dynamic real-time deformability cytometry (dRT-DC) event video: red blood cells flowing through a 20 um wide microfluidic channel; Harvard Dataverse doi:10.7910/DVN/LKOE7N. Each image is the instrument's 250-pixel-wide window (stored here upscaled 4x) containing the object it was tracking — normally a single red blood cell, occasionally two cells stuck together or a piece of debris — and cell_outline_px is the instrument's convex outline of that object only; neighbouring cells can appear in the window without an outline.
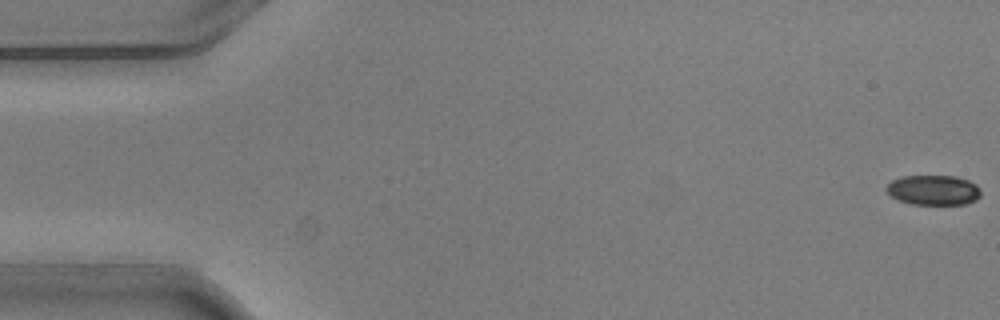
{"species": "common noctule bat (a hibernating species)", "species_latin": "Nyctalus noctula", "temperature_condition": "warm", "stored_images_in_passage": 5, "camera_frame_rate_fps": 3000, "um_per_image_px": 0.085, "animal": {"sex": "male", "body_mass_g": 20.5, "forearm_length_mm": 52.5}, "frame": {"image": 1, "passage_image": 1, "time_ms": 0.0, "image_size_px": [1000, 320], "cell_outline_px": [[980, 196], [976, 200], [964, 204], [908, 204], [892, 196], [884, 188], [892, 180], [904, 176], [956, 176], [968, 180], [976, 184], [980, 188]], "centroid_in_image_um": [79.35, 16.15], "position_along_channel_um": 5.6, "area_um2": 16.47}}
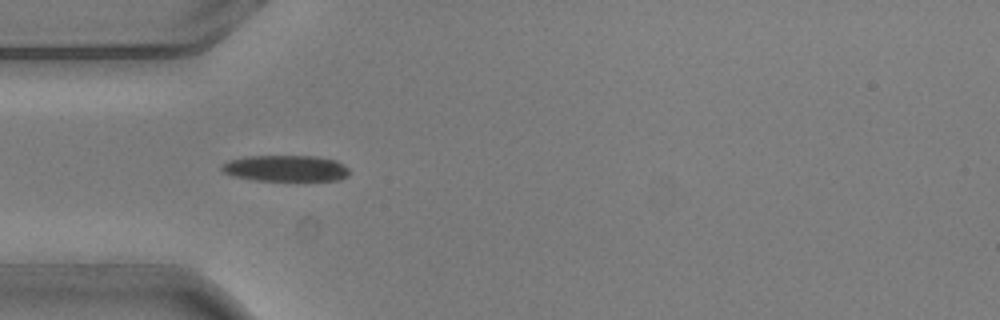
{"frame": {"image": 2, "passage_image": 4, "time_ms": 1.0, "image_size_px": [1000, 320], "cell_outline_px": [[348, 176], [340, 180], [256, 180], [236, 176], [224, 172], [220, 168], [220, 164], [228, 160], [248, 156], [316, 156], [336, 160], [348, 168]], "centroid_in_image_um": [24.28, 14.3], "position_along_channel_um": 60.7, "area_um2": 19.36}}